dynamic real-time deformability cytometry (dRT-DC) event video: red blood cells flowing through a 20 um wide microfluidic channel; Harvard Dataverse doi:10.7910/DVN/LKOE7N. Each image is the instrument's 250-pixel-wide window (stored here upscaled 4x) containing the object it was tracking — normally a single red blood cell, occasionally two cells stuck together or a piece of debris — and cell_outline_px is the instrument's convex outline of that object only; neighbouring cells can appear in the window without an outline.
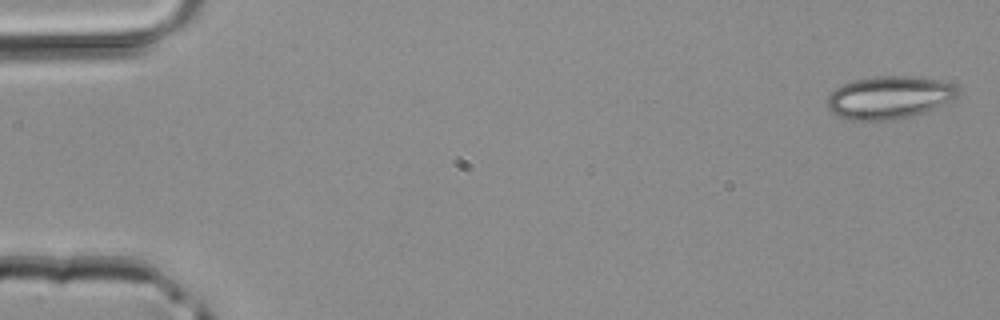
{"species": "common noctule bat (a hibernating species)", "species_latin": "Nyctalus noctula", "temperature_condition": "room temperature", "stored_images_in_passage": 4, "camera_frame_rate_fps": 3000, "um_per_image_px": 0.085, "animal": {"sex": "male", "body_mass_g": 20.4}, "frame": {"image": 1, "passage_image": 1, "time_ms": 0.0, "image_size_px": [1000, 320], "cell_outline_px": [[960, 92], [952, 100], [924, 112], [912, 116], [892, 120], [852, 120], [840, 116], [832, 112], [828, 108], [828, 96], [836, 88], [852, 80], [876, 76], [908, 76], [940, 80], [952, 84]], "centroid_in_image_um": [75.58, 8.28], "position_along_channel_um": 9.4, "area_um2": 32.25}}